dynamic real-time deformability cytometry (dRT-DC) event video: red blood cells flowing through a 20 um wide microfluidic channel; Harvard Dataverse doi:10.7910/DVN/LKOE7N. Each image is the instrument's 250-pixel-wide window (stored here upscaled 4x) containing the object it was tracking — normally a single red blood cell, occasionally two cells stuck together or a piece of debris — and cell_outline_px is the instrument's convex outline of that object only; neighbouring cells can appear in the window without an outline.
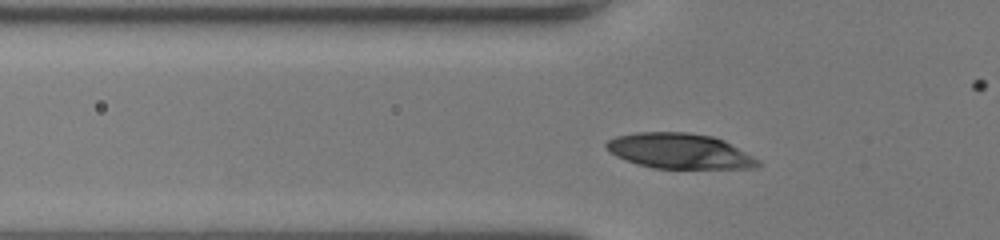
{"species": "human", "species_latin": "Homo sapiens", "temperature_condition": "room temperature", "stored_images_in_passage": 42, "camera_frame_rate_fps": 3000, "um_per_image_px": 0.085, "donor": {"sex": "female"}, "frame": {"image": 1, "passage_image": 7, "time_ms": 2.0, "image_size_px": [1000, 240], "cell_outline_px": [[760, 164], [756, 168], [652, 168], [636, 164], [624, 160], [616, 156], [604, 144], [608, 140], [616, 136], [636, 132], [688, 132], [712, 136], [724, 140], [760, 160]], "centroid_in_image_um": [57.76, 12.84], "position_along_channel_um": 68.0, "area_um2": 31.15}}
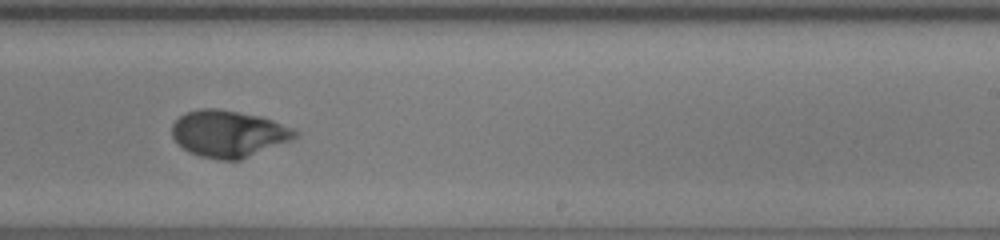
{"frame": {"image": 2, "passage_image": 23, "time_ms": 7.333, "image_size_px": [1000, 240], "cell_outline_px": [[300, 132], [292, 140], [240, 160], [220, 160], [200, 156], [188, 152], [172, 136], [172, 124], [180, 116], [188, 112], [200, 108], [216, 108], [260, 116], [296, 128]], "centroid_in_image_um": [19.46, 11.36], "position_along_channel_um": 269.5, "area_um2": 33.52}}
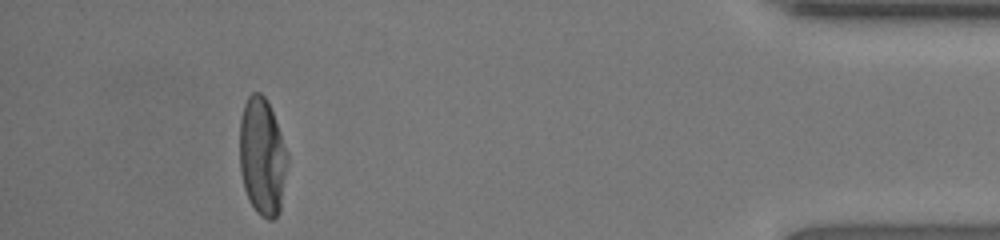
{"frame": {"image": 3, "passage_image": 38, "time_ms": 12.333, "image_size_px": [1000, 240], "cell_outline_px": [[288, 160], [280, 212], [272, 220], [268, 220], [260, 216], [256, 212], [248, 200], [244, 188], [240, 172], [240, 120], [244, 104], [248, 96], [252, 92], [260, 92], [264, 96], [272, 112], [288, 152]], "centroid_in_image_um": [22.29, 13.35], "position_along_channel_um": 412.9, "area_um2": 32.95}, "authors_computed_cell_mechanics": {"area_um2": 32.946, "velocity_mm_per_s": 3.9053, "shape_relaxation_time_tau1_ms": 4.39, "shape_relaxation_time_tau2_ms": 0.7202, "deformation_change_tau1": 0.23, "deformation_change_tau2": 0.0478}}